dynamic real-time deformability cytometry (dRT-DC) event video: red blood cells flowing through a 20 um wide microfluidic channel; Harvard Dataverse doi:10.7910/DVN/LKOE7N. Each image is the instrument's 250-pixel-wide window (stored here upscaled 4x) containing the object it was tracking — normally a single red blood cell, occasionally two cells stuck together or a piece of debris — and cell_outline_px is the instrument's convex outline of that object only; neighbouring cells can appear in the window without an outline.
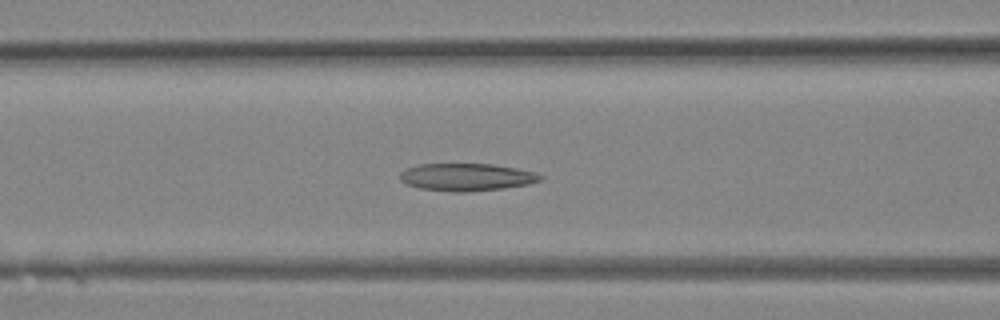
{"species": "Egyptian fruit bat (a non-hibernating species)", "species_latin": "Rousettus aegyptiacus", "temperature_condition": "room temperature", "stored_images_in_passage": 33, "camera_frame_rate_fps": 3000, "um_per_image_px": 0.085, "animal": {"sex": "female"}, "frame": {"image": 1, "passage_image": 13, "time_ms": 4.0, "image_size_px": [1000, 320], "cell_outline_px": [[544, 176], [540, 180], [528, 184], [504, 188], [468, 192], [452, 192], [420, 188], [404, 184], [400, 180], [400, 172], [416, 164], [492, 164], [516, 168], [536, 172]], "centroid_in_image_um": [39.64, 15.05], "position_along_channel_um": 127.0, "area_um2": 22.6}}
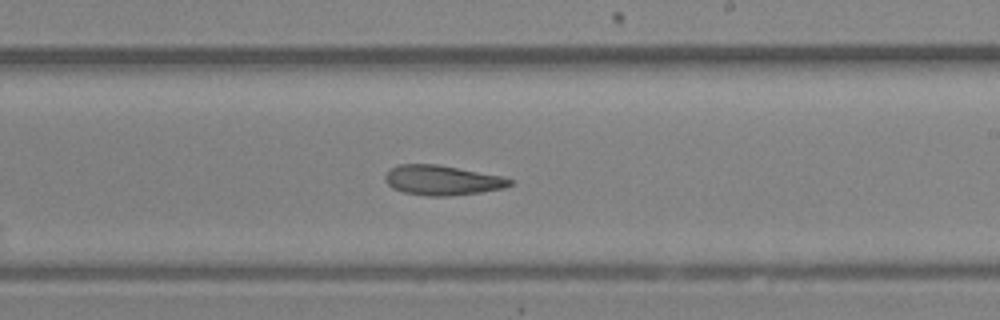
{"frame": {"image": 2, "passage_image": 19, "time_ms": 6.0, "image_size_px": [1000, 320], "cell_outline_px": [[512, 184], [504, 188], [480, 192], [448, 196], [428, 196], [404, 192], [392, 188], [384, 180], [384, 176], [388, 168], [400, 164], [436, 164], [504, 176], [512, 180]], "centroid_in_image_um": [37.56, 15.31], "position_along_channel_um": 251.4, "area_um2": 21.79}}
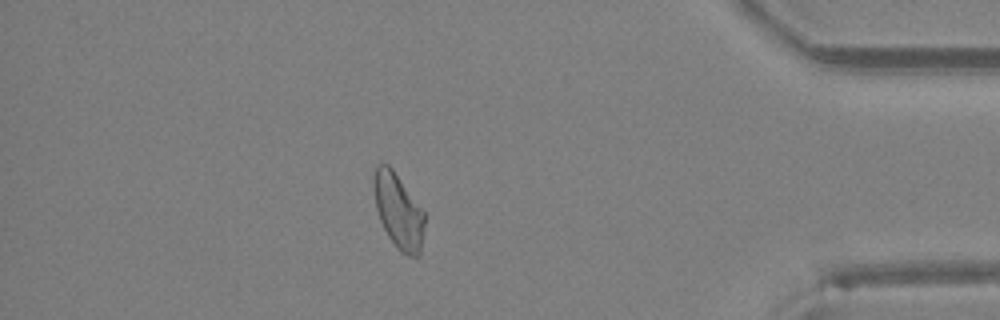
{"frame": {"image": 3, "passage_image": 28, "time_ms": 9.0, "image_size_px": [1000, 320], "cell_outline_px": [[424, 224], [420, 256], [408, 256], [400, 252], [396, 248], [388, 236], [380, 220], [376, 208], [372, 184], [372, 176], [376, 164], [388, 164], [392, 168], [424, 212]], "centroid_in_image_um": [33.83, 17.93], "position_along_channel_um": 401.4, "area_um2": 22.2}}